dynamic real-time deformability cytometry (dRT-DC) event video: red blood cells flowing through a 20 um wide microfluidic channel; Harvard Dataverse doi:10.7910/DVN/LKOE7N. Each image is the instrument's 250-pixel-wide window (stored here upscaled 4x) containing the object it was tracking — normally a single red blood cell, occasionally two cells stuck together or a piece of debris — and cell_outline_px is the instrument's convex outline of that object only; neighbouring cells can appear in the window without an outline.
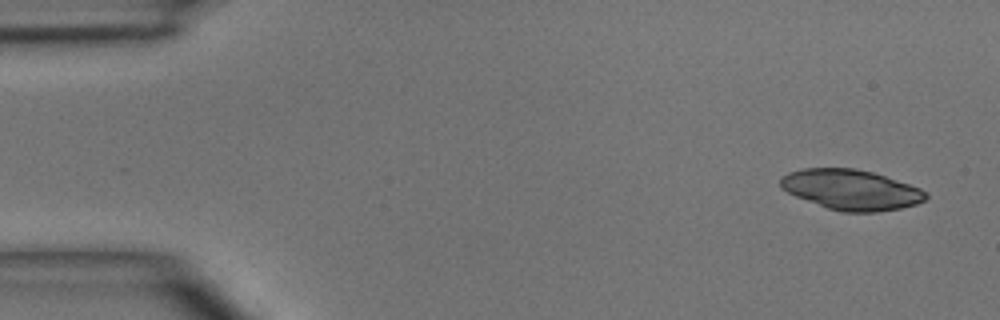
{"species": "common noctule bat (a hibernating species)", "species_latin": "Nyctalus noctula", "temperature_condition": "room temperature", "stored_images_in_passage": 4, "camera_frame_rate_fps": 3000, "um_per_image_px": 0.085, "animal": {"sex": "male", "body_mass_g": 15.6}, "frame": {"image": 1, "passage_image": 1, "time_ms": 0.0, "image_size_px": [1000, 320], "cell_outline_px": [[928, 196], [924, 200], [916, 204], [900, 208], [876, 212], [840, 212], [828, 208], [796, 196], [780, 188], [780, 180], [788, 172], [804, 168], [856, 168], [872, 172], [920, 188]], "centroid_in_image_um": [72.32, 16.12], "position_along_channel_um": 12.7, "area_um2": 33.76}}